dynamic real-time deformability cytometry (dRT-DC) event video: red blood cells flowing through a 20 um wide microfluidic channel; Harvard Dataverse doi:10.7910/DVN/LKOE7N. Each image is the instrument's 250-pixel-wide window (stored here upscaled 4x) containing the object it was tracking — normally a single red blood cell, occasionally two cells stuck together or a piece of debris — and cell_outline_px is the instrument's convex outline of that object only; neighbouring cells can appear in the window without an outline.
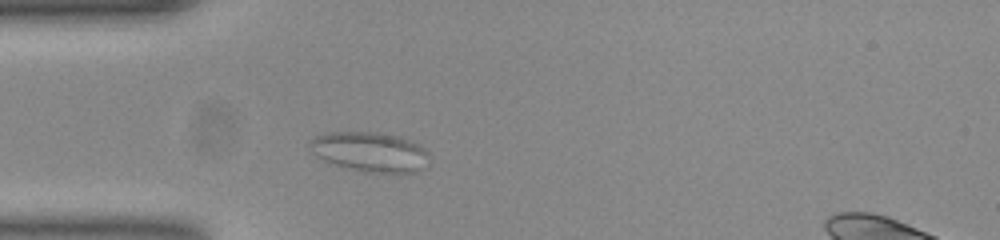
{"species": "common noctule bat (a hibernating species)", "species_latin": "Nyctalus noctula", "temperature_condition": "room temperature", "stored_images_in_passage": 48, "camera_frame_rate_fps": 3000, "um_per_image_px": 0.085, "animal": {"sex": "female", "body_mass_g": 23.0, "forearm_length_mm": 53.4}, "frame": {"image": 1, "passage_image": 7, "time_ms": 2.0, "image_size_px": [1000, 240], "cell_outline_px": [[420, 152], [412, 172], [364, 172], [328, 160], [320, 156], [312, 140], [320, 136], [332, 132], [376, 132], [400, 136], [416, 144], [420, 148]], "centroid_in_image_um": [31.35, 12.86], "position_along_channel_um": 53.7, "area_um2": 24.68}}
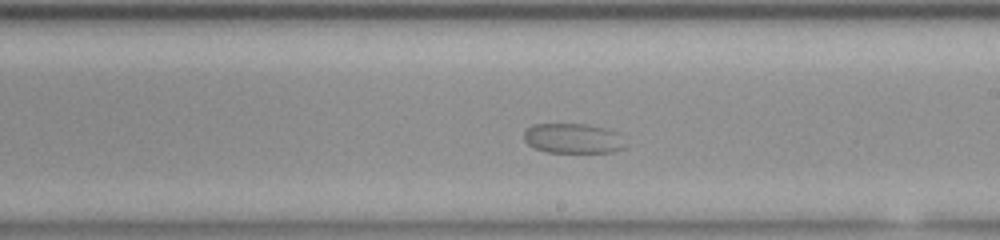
{"frame": {"image": 2, "passage_image": 23, "time_ms": 7.333, "image_size_px": [1000, 240], "cell_outline_px": [[624, 148], [612, 152], [548, 152], [536, 148], [528, 144], [524, 140], [524, 132], [528, 128], [536, 124], [584, 124], [604, 128], [612, 132]], "centroid_in_image_um": [48.58, 11.77], "position_along_channel_um": 240.4, "area_um2": 16.94}}
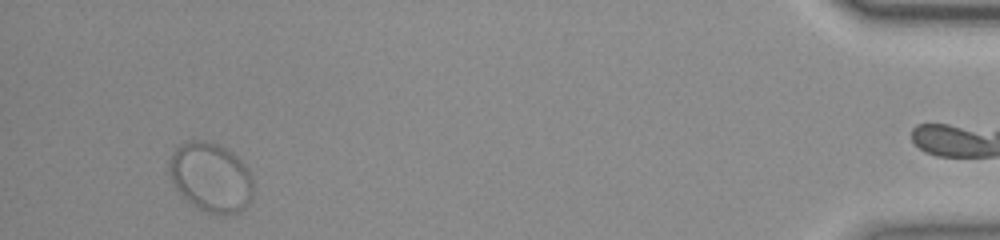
{"frame": {"image": 3, "passage_image": 44, "time_ms": 14.333, "image_size_px": [1000, 240], "cell_outline_px": [[252, 192], [244, 208], [236, 212], [208, 212], [200, 208], [188, 200], [176, 188], [172, 180], [172, 156], [184, 144], [192, 140], [204, 140], [216, 144], [228, 152], [248, 172], [252, 180]], "centroid_in_image_um": [17.92, 15.08], "position_along_channel_um": 417.3, "area_um2": 31.56}}